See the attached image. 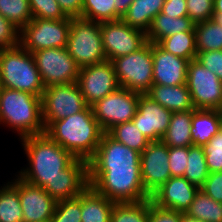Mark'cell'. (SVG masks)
Returning a JSON list of instances; mask_svg holds the SVG:
<instances>
[{
    "mask_svg": "<svg viewBox=\"0 0 222 222\" xmlns=\"http://www.w3.org/2000/svg\"><path fill=\"white\" fill-rule=\"evenodd\" d=\"M187 86L195 109L221 108L222 81L196 59L188 62Z\"/></svg>",
    "mask_w": 222,
    "mask_h": 222,
    "instance_id": "cell-12",
    "label": "cell"
},
{
    "mask_svg": "<svg viewBox=\"0 0 222 222\" xmlns=\"http://www.w3.org/2000/svg\"><path fill=\"white\" fill-rule=\"evenodd\" d=\"M45 133L75 158L89 161L95 154L103 130L91 106L69 117L54 121Z\"/></svg>",
    "mask_w": 222,
    "mask_h": 222,
    "instance_id": "cell-3",
    "label": "cell"
},
{
    "mask_svg": "<svg viewBox=\"0 0 222 222\" xmlns=\"http://www.w3.org/2000/svg\"><path fill=\"white\" fill-rule=\"evenodd\" d=\"M181 222H202L196 218H192L185 213L181 214Z\"/></svg>",
    "mask_w": 222,
    "mask_h": 222,
    "instance_id": "cell-48",
    "label": "cell"
},
{
    "mask_svg": "<svg viewBox=\"0 0 222 222\" xmlns=\"http://www.w3.org/2000/svg\"><path fill=\"white\" fill-rule=\"evenodd\" d=\"M202 148L209 173L222 172V128Z\"/></svg>",
    "mask_w": 222,
    "mask_h": 222,
    "instance_id": "cell-37",
    "label": "cell"
},
{
    "mask_svg": "<svg viewBox=\"0 0 222 222\" xmlns=\"http://www.w3.org/2000/svg\"><path fill=\"white\" fill-rule=\"evenodd\" d=\"M114 203L89 185L81 193V222H110Z\"/></svg>",
    "mask_w": 222,
    "mask_h": 222,
    "instance_id": "cell-23",
    "label": "cell"
},
{
    "mask_svg": "<svg viewBox=\"0 0 222 222\" xmlns=\"http://www.w3.org/2000/svg\"><path fill=\"white\" fill-rule=\"evenodd\" d=\"M200 189L216 202L222 203V172L209 173Z\"/></svg>",
    "mask_w": 222,
    "mask_h": 222,
    "instance_id": "cell-43",
    "label": "cell"
},
{
    "mask_svg": "<svg viewBox=\"0 0 222 222\" xmlns=\"http://www.w3.org/2000/svg\"><path fill=\"white\" fill-rule=\"evenodd\" d=\"M157 44L163 50L175 56L187 59L188 61L196 59L195 31L178 32L161 39Z\"/></svg>",
    "mask_w": 222,
    "mask_h": 222,
    "instance_id": "cell-28",
    "label": "cell"
},
{
    "mask_svg": "<svg viewBox=\"0 0 222 222\" xmlns=\"http://www.w3.org/2000/svg\"><path fill=\"white\" fill-rule=\"evenodd\" d=\"M171 177H183L187 168L188 147H168Z\"/></svg>",
    "mask_w": 222,
    "mask_h": 222,
    "instance_id": "cell-40",
    "label": "cell"
},
{
    "mask_svg": "<svg viewBox=\"0 0 222 222\" xmlns=\"http://www.w3.org/2000/svg\"><path fill=\"white\" fill-rule=\"evenodd\" d=\"M180 212L166 210L152 204L150 200V214L148 222H181Z\"/></svg>",
    "mask_w": 222,
    "mask_h": 222,
    "instance_id": "cell-44",
    "label": "cell"
},
{
    "mask_svg": "<svg viewBox=\"0 0 222 222\" xmlns=\"http://www.w3.org/2000/svg\"><path fill=\"white\" fill-rule=\"evenodd\" d=\"M195 23L188 17L167 16L162 12L158 13L146 33L147 41L158 43L161 39L169 37L178 32L194 31Z\"/></svg>",
    "mask_w": 222,
    "mask_h": 222,
    "instance_id": "cell-24",
    "label": "cell"
},
{
    "mask_svg": "<svg viewBox=\"0 0 222 222\" xmlns=\"http://www.w3.org/2000/svg\"><path fill=\"white\" fill-rule=\"evenodd\" d=\"M161 12L167 16H188L186 0H166Z\"/></svg>",
    "mask_w": 222,
    "mask_h": 222,
    "instance_id": "cell-45",
    "label": "cell"
},
{
    "mask_svg": "<svg viewBox=\"0 0 222 222\" xmlns=\"http://www.w3.org/2000/svg\"><path fill=\"white\" fill-rule=\"evenodd\" d=\"M50 222H81V194L57 201Z\"/></svg>",
    "mask_w": 222,
    "mask_h": 222,
    "instance_id": "cell-36",
    "label": "cell"
},
{
    "mask_svg": "<svg viewBox=\"0 0 222 222\" xmlns=\"http://www.w3.org/2000/svg\"><path fill=\"white\" fill-rule=\"evenodd\" d=\"M71 17L61 20L32 18L20 30V45L30 53L47 48H65Z\"/></svg>",
    "mask_w": 222,
    "mask_h": 222,
    "instance_id": "cell-9",
    "label": "cell"
},
{
    "mask_svg": "<svg viewBox=\"0 0 222 222\" xmlns=\"http://www.w3.org/2000/svg\"><path fill=\"white\" fill-rule=\"evenodd\" d=\"M213 19L222 26V13H214Z\"/></svg>",
    "mask_w": 222,
    "mask_h": 222,
    "instance_id": "cell-50",
    "label": "cell"
},
{
    "mask_svg": "<svg viewBox=\"0 0 222 222\" xmlns=\"http://www.w3.org/2000/svg\"><path fill=\"white\" fill-rule=\"evenodd\" d=\"M19 200L23 222H50L57 203L44 188L32 185L20 177Z\"/></svg>",
    "mask_w": 222,
    "mask_h": 222,
    "instance_id": "cell-17",
    "label": "cell"
},
{
    "mask_svg": "<svg viewBox=\"0 0 222 222\" xmlns=\"http://www.w3.org/2000/svg\"><path fill=\"white\" fill-rule=\"evenodd\" d=\"M153 84L176 86L187 84L188 60L163 50L152 43Z\"/></svg>",
    "mask_w": 222,
    "mask_h": 222,
    "instance_id": "cell-20",
    "label": "cell"
},
{
    "mask_svg": "<svg viewBox=\"0 0 222 222\" xmlns=\"http://www.w3.org/2000/svg\"><path fill=\"white\" fill-rule=\"evenodd\" d=\"M140 154L104 132L88 161L89 185L115 203L150 199L141 180Z\"/></svg>",
    "mask_w": 222,
    "mask_h": 222,
    "instance_id": "cell-1",
    "label": "cell"
},
{
    "mask_svg": "<svg viewBox=\"0 0 222 222\" xmlns=\"http://www.w3.org/2000/svg\"><path fill=\"white\" fill-rule=\"evenodd\" d=\"M194 31L197 53L222 50V26L214 19L195 24Z\"/></svg>",
    "mask_w": 222,
    "mask_h": 222,
    "instance_id": "cell-30",
    "label": "cell"
},
{
    "mask_svg": "<svg viewBox=\"0 0 222 222\" xmlns=\"http://www.w3.org/2000/svg\"><path fill=\"white\" fill-rule=\"evenodd\" d=\"M87 106L77 82L45 87L41 96L45 130L54 121L83 111Z\"/></svg>",
    "mask_w": 222,
    "mask_h": 222,
    "instance_id": "cell-8",
    "label": "cell"
},
{
    "mask_svg": "<svg viewBox=\"0 0 222 222\" xmlns=\"http://www.w3.org/2000/svg\"><path fill=\"white\" fill-rule=\"evenodd\" d=\"M2 89V83H1V74H0V91Z\"/></svg>",
    "mask_w": 222,
    "mask_h": 222,
    "instance_id": "cell-51",
    "label": "cell"
},
{
    "mask_svg": "<svg viewBox=\"0 0 222 222\" xmlns=\"http://www.w3.org/2000/svg\"><path fill=\"white\" fill-rule=\"evenodd\" d=\"M196 60L222 81V50L198 52Z\"/></svg>",
    "mask_w": 222,
    "mask_h": 222,
    "instance_id": "cell-42",
    "label": "cell"
},
{
    "mask_svg": "<svg viewBox=\"0 0 222 222\" xmlns=\"http://www.w3.org/2000/svg\"><path fill=\"white\" fill-rule=\"evenodd\" d=\"M20 45V29L0 14V50Z\"/></svg>",
    "mask_w": 222,
    "mask_h": 222,
    "instance_id": "cell-41",
    "label": "cell"
},
{
    "mask_svg": "<svg viewBox=\"0 0 222 222\" xmlns=\"http://www.w3.org/2000/svg\"><path fill=\"white\" fill-rule=\"evenodd\" d=\"M139 95L140 93L120 87L91 106L103 132L134 118L138 110Z\"/></svg>",
    "mask_w": 222,
    "mask_h": 222,
    "instance_id": "cell-10",
    "label": "cell"
},
{
    "mask_svg": "<svg viewBox=\"0 0 222 222\" xmlns=\"http://www.w3.org/2000/svg\"><path fill=\"white\" fill-rule=\"evenodd\" d=\"M10 181L0 187V222H23L19 200V176L16 174Z\"/></svg>",
    "mask_w": 222,
    "mask_h": 222,
    "instance_id": "cell-27",
    "label": "cell"
},
{
    "mask_svg": "<svg viewBox=\"0 0 222 222\" xmlns=\"http://www.w3.org/2000/svg\"><path fill=\"white\" fill-rule=\"evenodd\" d=\"M2 87L42 96L45 86L32 53L21 45L0 50Z\"/></svg>",
    "mask_w": 222,
    "mask_h": 222,
    "instance_id": "cell-5",
    "label": "cell"
},
{
    "mask_svg": "<svg viewBox=\"0 0 222 222\" xmlns=\"http://www.w3.org/2000/svg\"><path fill=\"white\" fill-rule=\"evenodd\" d=\"M115 0H83L81 18L95 22L115 21Z\"/></svg>",
    "mask_w": 222,
    "mask_h": 222,
    "instance_id": "cell-35",
    "label": "cell"
},
{
    "mask_svg": "<svg viewBox=\"0 0 222 222\" xmlns=\"http://www.w3.org/2000/svg\"><path fill=\"white\" fill-rule=\"evenodd\" d=\"M78 86L88 106L120 88L111 61L81 67Z\"/></svg>",
    "mask_w": 222,
    "mask_h": 222,
    "instance_id": "cell-14",
    "label": "cell"
},
{
    "mask_svg": "<svg viewBox=\"0 0 222 222\" xmlns=\"http://www.w3.org/2000/svg\"><path fill=\"white\" fill-rule=\"evenodd\" d=\"M222 128V117L216 109H194L191 122L193 145L203 146Z\"/></svg>",
    "mask_w": 222,
    "mask_h": 222,
    "instance_id": "cell-22",
    "label": "cell"
},
{
    "mask_svg": "<svg viewBox=\"0 0 222 222\" xmlns=\"http://www.w3.org/2000/svg\"><path fill=\"white\" fill-rule=\"evenodd\" d=\"M150 199L139 202L114 203L110 222H148Z\"/></svg>",
    "mask_w": 222,
    "mask_h": 222,
    "instance_id": "cell-31",
    "label": "cell"
},
{
    "mask_svg": "<svg viewBox=\"0 0 222 222\" xmlns=\"http://www.w3.org/2000/svg\"><path fill=\"white\" fill-rule=\"evenodd\" d=\"M88 186V162L76 158L44 190L56 201H60L79 196Z\"/></svg>",
    "mask_w": 222,
    "mask_h": 222,
    "instance_id": "cell-19",
    "label": "cell"
},
{
    "mask_svg": "<svg viewBox=\"0 0 222 222\" xmlns=\"http://www.w3.org/2000/svg\"><path fill=\"white\" fill-rule=\"evenodd\" d=\"M193 110L173 112L170 124L161 141L168 147H189L193 145L191 138V122Z\"/></svg>",
    "mask_w": 222,
    "mask_h": 222,
    "instance_id": "cell-26",
    "label": "cell"
},
{
    "mask_svg": "<svg viewBox=\"0 0 222 222\" xmlns=\"http://www.w3.org/2000/svg\"><path fill=\"white\" fill-rule=\"evenodd\" d=\"M188 17L195 23L213 19L214 0H186Z\"/></svg>",
    "mask_w": 222,
    "mask_h": 222,
    "instance_id": "cell-39",
    "label": "cell"
},
{
    "mask_svg": "<svg viewBox=\"0 0 222 222\" xmlns=\"http://www.w3.org/2000/svg\"><path fill=\"white\" fill-rule=\"evenodd\" d=\"M133 1L134 0H115V21L123 18Z\"/></svg>",
    "mask_w": 222,
    "mask_h": 222,
    "instance_id": "cell-47",
    "label": "cell"
},
{
    "mask_svg": "<svg viewBox=\"0 0 222 222\" xmlns=\"http://www.w3.org/2000/svg\"><path fill=\"white\" fill-rule=\"evenodd\" d=\"M168 146L152 141L140 154L141 180L146 193L151 196L171 178Z\"/></svg>",
    "mask_w": 222,
    "mask_h": 222,
    "instance_id": "cell-15",
    "label": "cell"
},
{
    "mask_svg": "<svg viewBox=\"0 0 222 222\" xmlns=\"http://www.w3.org/2000/svg\"><path fill=\"white\" fill-rule=\"evenodd\" d=\"M0 14L20 30L33 18L29 0H0Z\"/></svg>",
    "mask_w": 222,
    "mask_h": 222,
    "instance_id": "cell-34",
    "label": "cell"
},
{
    "mask_svg": "<svg viewBox=\"0 0 222 222\" xmlns=\"http://www.w3.org/2000/svg\"><path fill=\"white\" fill-rule=\"evenodd\" d=\"M101 36L108 61L135 52L147 42L143 30L130 27L122 19L102 22Z\"/></svg>",
    "mask_w": 222,
    "mask_h": 222,
    "instance_id": "cell-13",
    "label": "cell"
},
{
    "mask_svg": "<svg viewBox=\"0 0 222 222\" xmlns=\"http://www.w3.org/2000/svg\"><path fill=\"white\" fill-rule=\"evenodd\" d=\"M172 113L146 94H140L138 110L131 121L150 142L160 141L167 131Z\"/></svg>",
    "mask_w": 222,
    "mask_h": 222,
    "instance_id": "cell-16",
    "label": "cell"
},
{
    "mask_svg": "<svg viewBox=\"0 0 222 222\" xmlns=\"http://www.w3.org/2000/svg\"><path fill=\"white\" fill-rule=\"evenodd\" d=\"M208 175L209 170L202 146H189L187 168L183 177L200 189Z\"/></svg>",
    "mask_w": 222,
    "mask_h": 222,
    "instance_id": "cell-32",
    "label": "cell"
},
{
    "mask_svg": "<svg viewBox=\"0 0 222 222\" xmlns=\"http://www.w3.org/2000/svg\"><path fill=\"white\" fill-rule=\"evenodd\" d=\"M199 188L184 177H171L151 196L159 208L186 213Z\"/></svg>",
    "mask_w": 222,
    "mask_h": 222,
    "instance_id": "cell-18",
    "label": "cell"
},
{
    "mask_svg": "<svg viewBox=\"0 0 222 222\" xmlns=\"http://www.w3.org/2000/svg\"><path fill=\"white\" fill-rule=\"evenodd\" d=\"M19 141L28 164L16 173L32 185L45 188L76 159L46 133L24 137Z\"/></svg>",
    "mask_w": 222,
    "mask_h": 222,
    "instance_id": "cell-2",
    "label": "cell"
},
{
    "mask_svg": "<svg viewBox=\"0 0 222 222\" xmlns=\"http://www.w3.org/2000/svg\"><path fill=\"white\" fill-rule=\"evenodd\" d=\"M45 87L75 83L80 67L65 48H47L32 53Z\"/></svg>",
    "mask_w": 222,
    "mask_h": 222,
    "instance_id": "cell-11",
    "label": "cell"
},
{
    "mask_svg": "<svg viewBox=\"0 0 222 222\" xmlns=\"http://www.w3.org/2000/svg\"><path fill=\"white\" fill-rule=\"evenodd\" d=\"M146 95L171 112L195 109L187 84L176 86L152 84Z\"/></svg>",
    "mask_w": 222,
    "mask_h": 222,
    "instance_id": "cell-21",
    "label": "cell"
},
{
    "mask_svg": "<svg viewBox=\"0 0 222 222\" xmlns=\"http://www.w3.org/2000/svg\"><path fill=\"white\" fill-rule=\"evenodd\" d=\"M121 88L146 94L153 84L152 43L147 41L137 51L112 61Z\"/></svg>",
    "mask_w": 222,
    "mask_h": 222,
    "instance_id": "cell-7",
    "label": "cell"
},
{
    "mask_svg": "<svg viewBox=\"0 0 222 222\" xmlns=\"http://www.w3.org/2000/svg\"><path fill=\"white\" fill-rule=\"evenodd\" d=\"M60 9L67 17H81L83 0H57Z\"/></svg>",
    "mask_w": 222,
    "mask_h": 222,
    "instance_id": "cell-46",
    "label": "cell"
},
{
    "mask_svg": "<svg viewBox=\"0 0 222 222\" xmlns=\"http://www.w3.org/2000/svg\"><path fill=\"white\" fill-rule=\"evenodd\" d=\"M0 125L10 127L18 139L45 133L41 97L29 92L2 87L0 91Z\"/></svg>",
    "mask_w": 222,
    "mask_h": 222,
    "instance_id": "cell-4",
    "label": "cell"
},
{
    "mask_svg": "<svg viewBox=\"0 0 222 222\" xmlns=\"http://www.w3.org/2000/svg\"><path fill=\"white\" fill-rule=\"evenodd\" d=\"M166 0H134L122 20L130 27L143 30L150 29L154 17L162 11Z\"/></svg>",
    "mask_w": 222,
    "mask_h": 222,
    "instance_id": "cell-25",
    "label": "cell"
},
{
    "mask_svg": "<svg viewBox=\"0 0 222 222\" xmlns=\"http://www.w3.org/2000/svg\"><path fill=\"white\" fill-rule=\"evenodd\" d=\"M33 18L61 20L67 18L57 0H29Z\"/></svg>",
    "mask_w": 222,
    "mask_h": 222,
    "instance_id": "cell-38",
    "label": "cell"
},
{
    "mask_svg": "<svg viewBox=\"0 0 222 222\" xmlns=\"http://www.w3.org/2000/svg\"><path fill=\"white\" fill-rule=\"evenodd\" d=\"M107 133L116 141L140 153L144 151L150 142L132 121L117 124Z\"/></svg>",
    "mask_w": 222,
    "mask_h": 222,
    "instance_id": "cell-33",
    "label": "cell"
},
{
    "mask_svg": "<svg viewBox=\"0 0 222 222\" xmlns=\"http://www.w3.org/2000/svg\"><path fill=\"white\" fill-rule=\"evenodd\" d=\"M219 111H220V114H221V117H222V106H221V108L219 109Z\"/></svg>",
    "mask_w": 222,
    "mask_h": 222,
    "instance_id": "cell-52",
    "label": "cell"
},
{
    "mask_svg": "<svg viewBox=\"0 0 222 222\" xmlns=\"http://www.w3.org/2000/svg\"><path fill=\"white\" fill-rule=\"evenodd\" d=\"M214 13H222V0H214Z\"/></svg>",
    "mask_w": 222,
    "mask_h": 222,
    "instance_id": "cell-49",
    "label": "cell"
},
{
    "mask_svg": "<svg viewBox=\"0 0 222 222\" xmlns=\"http://www.w3.org/2000/svg\"><path fill=\"white\" fill-rule=\"evenodd\" d=\"M66 49L80 68L107 61L101 23L81 17L71 18Z\"/></svg>",
    "mask_w": 222,
    "mask_h": 222,
    "instance_id": "cell-6",
    "label": "cell"
},
{
    "mask_svg": "<svg viewBox=\"0 0 222 222\" xmlns=\"http://www.w3.org/2000/svg\"><path fill=\"white\" fill-rule=\"evenodd\" d=\"M185 214L202 222H222V203L199 189Z\"/></svg>",
    "mask_w": 222,
    "mask_h": 222,
    "instance_id": "cell-29",
    "label": "cell"
}]
</instances>
